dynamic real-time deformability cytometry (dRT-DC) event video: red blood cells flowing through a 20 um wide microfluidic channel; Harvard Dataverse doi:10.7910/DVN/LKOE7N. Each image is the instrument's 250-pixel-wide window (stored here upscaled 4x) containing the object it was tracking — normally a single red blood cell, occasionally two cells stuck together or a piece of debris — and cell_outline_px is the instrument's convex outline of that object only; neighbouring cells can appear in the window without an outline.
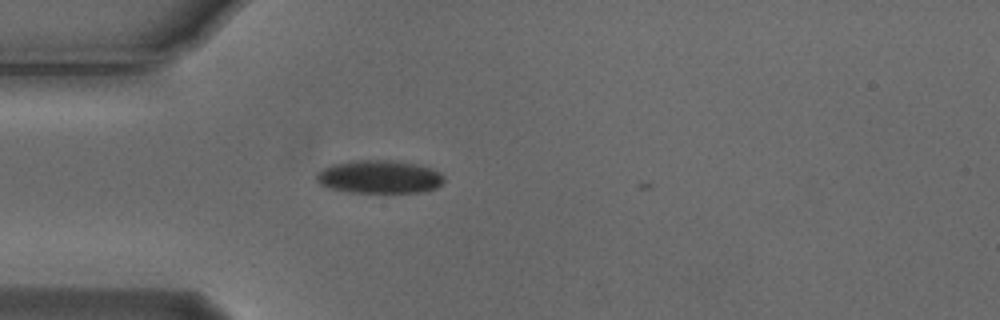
{"species": "Egyptian fruit bat (a non-hibernating species)", "species_latin": "Rousettus aegyptiacus", "temperature_condition": "cold", "stored_images_in_passage": 2, "camera_frame_rate_fps": 3000, "um_per_image_px": 0.085, "animal": {"sex": "male"}, "frame": {"image": 1, "passage_image": 1, "time_ms": 0.0, "image_size_px": [1000, 320], "cell_outline_px": [[444, 180], [436, 188], [420, 192], [348, 192], [328, 188], [320, 184], [316, 180], [316, 176], [324, 168], [332, 164], [352, 160], [392, 160], [416, 164], [440, 172], [444, 176]], "centroid_in_image_um": [32.23, 15.03], "position_along_channel_um": 52.8, "area_um2": 24.51}}